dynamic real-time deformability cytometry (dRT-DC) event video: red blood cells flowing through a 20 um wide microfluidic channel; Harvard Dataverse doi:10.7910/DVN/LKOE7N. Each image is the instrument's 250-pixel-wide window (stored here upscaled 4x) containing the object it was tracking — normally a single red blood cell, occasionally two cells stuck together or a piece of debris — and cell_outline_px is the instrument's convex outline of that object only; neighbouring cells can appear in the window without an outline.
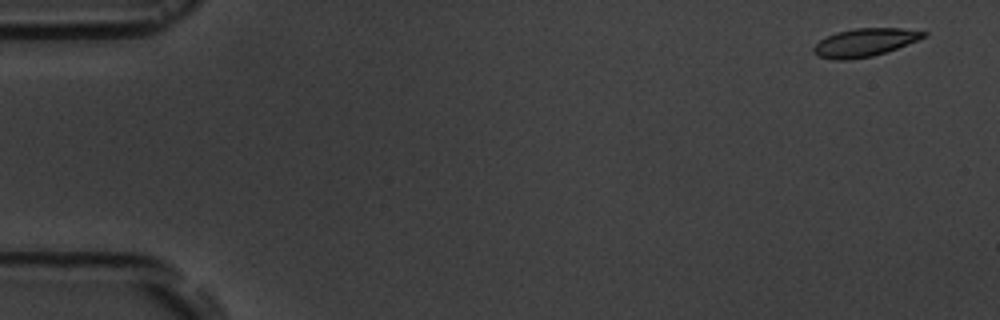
{"species": "common noctule bat (a hibernating species)", "species_latin": "Nyctalus noctula", "temperature_condition": "room temperature", "stored_images_in_passage": 5, "camera_frame_rate_fps": 3000, "um_per_image_px": 0.085, "animal": {"sex": "male", "body_mass_g": 19.5, "forearm_length_mm": 54.6}, "frame": {"image": 1, "passage_image": 1, "time_ms": 0.0, "image_size_px": [1000, 320], "cell_outline_px": [[928, 36], [896, 48], [872, 56], [848, 60], [836, 60], [820, 56], [812, 52], [812, 48], [820, 40], [836, 32], [856, 28], [900, 28], [928, 32]], "centroid_in_image_um": [73.5, 3.6], "position_along_channel_um": 11.5, "area_um2": 17.8}}
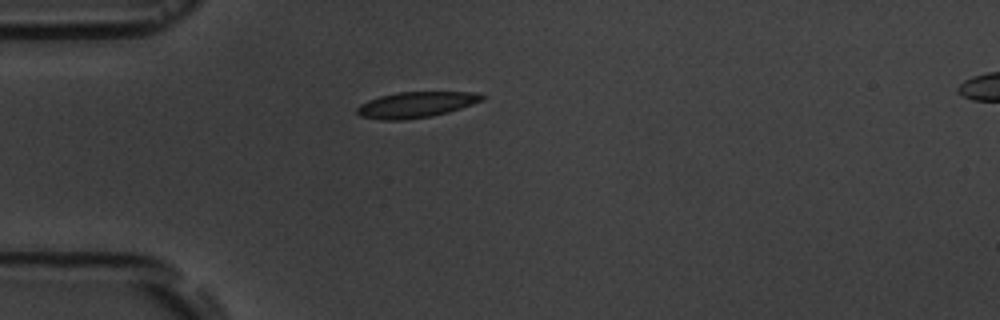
{"frame": {"image": 2, "passage_image": 4, "time_ms": 4.333, "image_size_px": [1000, 320], "cell_outline_px": [[484, 100], [448, 112], [432, 116], [404, 120], [380, 120], [360, 116], [356, 112], [356, 108], [360, 104], [368, 100], [380, 96], [396, 92], [472, 92], [484, 96]], "centroid_in_image_um": [35.31, 8.9], "position_along_channel_um": 49.7, "area_um2": 18.79}}